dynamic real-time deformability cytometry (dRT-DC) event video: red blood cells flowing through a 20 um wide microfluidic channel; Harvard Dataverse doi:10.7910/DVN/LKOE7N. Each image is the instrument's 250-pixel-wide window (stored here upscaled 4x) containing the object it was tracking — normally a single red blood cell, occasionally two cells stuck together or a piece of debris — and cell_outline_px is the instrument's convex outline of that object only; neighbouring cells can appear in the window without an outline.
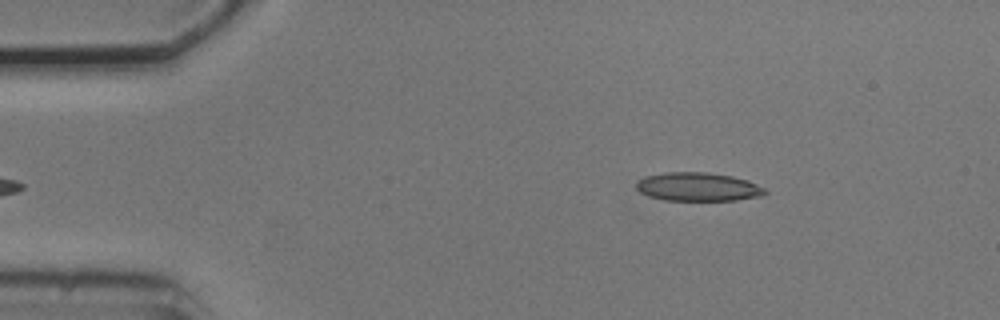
{"species": "common noctule bat (a hibernating species)", "species_latin": "Nyctalus noctula", "temperature_condition": "cold", "stored_images_in_passage": 47, "camera_frame_rate_fps": 3000, "um_per_image_px": 0.085, "animal": {"sex": "male", "body_mass_g": 20.5, "forearm_length_mm": 52.5}, "frame": {"image": 1, "passage_image": 2, "time_ms": 0.333, "image_size_px": [1000, 320], "cell_outline_px": [[768, 192], [760, 196], [736, 200], [664, 200], [648, 196], [640, 192], [636, 188], [636, 184], [644, 176], [664, 172], [704, 172], [732, 176], [748, 180], [764, 188]], "centroid_in_image_um": [59.31, 15.88], "position_along_channel_um": 25.7, "area_um2": 21.39}}
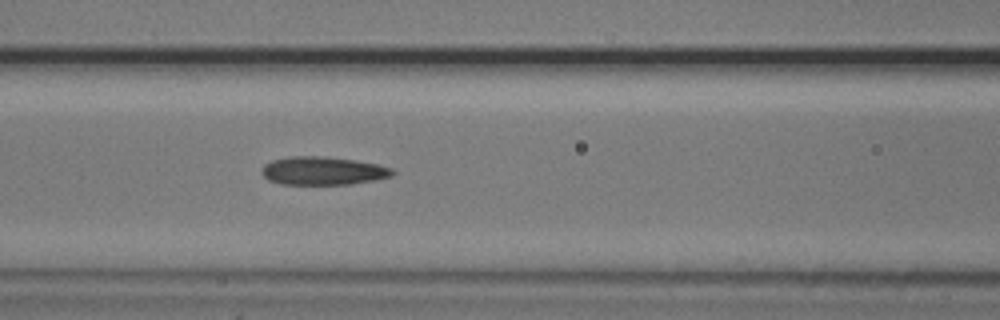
{"frame": {"image": 2, "passage_image": 16, "time_ms": 5.0, "image_size_px": [1000, 320], "cell_outline_px": [[396, 172], [392, 176], [352, 184], [280, 184], [268, 180], [260, 172], [264, 164], [272, 160], [288, 156], [324, 156], [356, 160], [376, 164], [392, 168]], "centroid_in_image_um": [27.42, 14.51], "position_along_channel_um": 139.2, "area_um2": 21.62}}
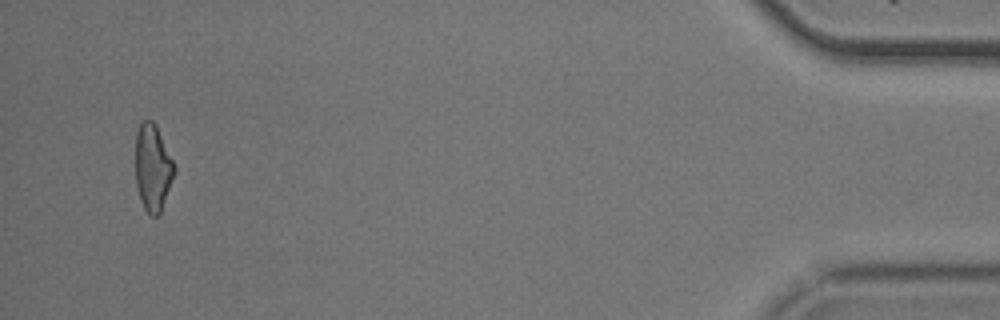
{"frame": {"image": 3, "passage_image": 45, "time_ms": 14.667, "image_size_px": [1000, 320], "cell_outline_px": [[176, 172], [160, 212], [156, 216], [152, 216], [144, 208], [140, 200], [136, 184], [136, 132], [140, 124], [144, 120], [152, 120], [156, 124], [176, 168]], "centroid_in_image_um": [12.99, 14.24], "position_along_channel_um": 422.2, "area_um2": 19.54}, "authors_computed_cell_mechanics": {"area_um2": 21.097, "velocity_mm_per_s": 3.768, "shape_relaxation_time_tau1_ms": 9.1204, "shape_relaxation_time_tau2_ms": 2.5125, "deformation_change_tau1": 0.2328, "deformation_change_tau2": 0.1276}}